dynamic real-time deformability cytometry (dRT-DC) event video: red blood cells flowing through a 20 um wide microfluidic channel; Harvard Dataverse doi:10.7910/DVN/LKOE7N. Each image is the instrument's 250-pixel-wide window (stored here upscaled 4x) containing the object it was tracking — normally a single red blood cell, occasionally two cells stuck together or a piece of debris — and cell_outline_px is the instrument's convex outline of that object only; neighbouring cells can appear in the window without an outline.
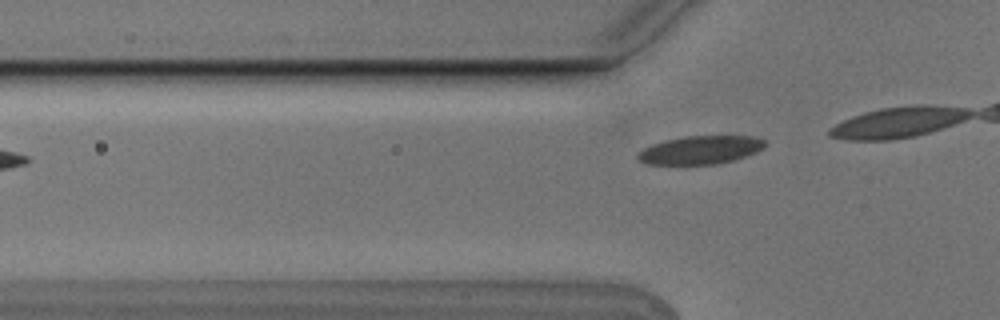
{"species": "Egyptian fruit bat (a non-hibernating species)", "species_latin": "Rousettus aegyptiacus", "temperature_condition": "cold", "stored_images_in_passage": 3, "camera_frame_rate_fps": 3000, "um_per_image_px": 0.085, "animal": {"sex": "male"}, "frame": {"image": 1, "passage_image": 3, "time_ms": 0.667, "image_size_px": [1000, 320], "cell_outline_px": [[764, 148], [756, 152], [732, 160], [716, 164], [644, 164], [636, 156], [644, 148], [652, 144], [684, 136], [752, 136], [764, 140]], "centroid_in_image_um": [59.52, 12.74], "position_along_channel_um": 66.3, "area_um2": 20.63}}